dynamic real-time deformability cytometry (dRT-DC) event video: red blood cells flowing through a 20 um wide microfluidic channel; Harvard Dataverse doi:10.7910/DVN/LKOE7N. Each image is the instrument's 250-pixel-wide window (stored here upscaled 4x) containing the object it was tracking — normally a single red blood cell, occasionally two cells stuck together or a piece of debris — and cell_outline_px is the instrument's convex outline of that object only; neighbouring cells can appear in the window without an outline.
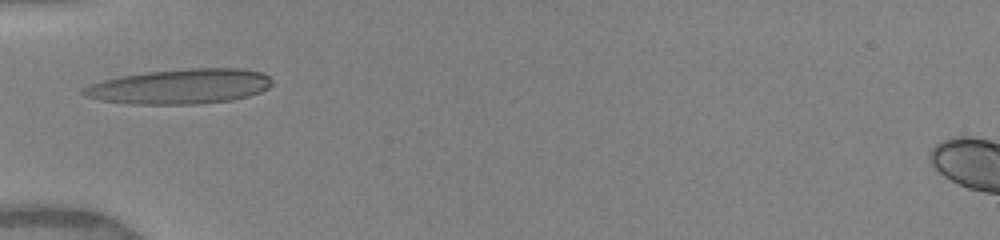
{"species": "human", "species_latin": "Homo sapiens", "temperature_condition": "warm", "stored_images_in_passage": 40, "camera_frame_rate_fps": 3000, "um_per_image_px": 0.085, "donor": {"sex": "female"}, "frame": {"image": 1, "passage_image": 1, "time_ms": 0.0, "image_size_px": [1000, 240], "cell_outline_px": [[272, 84], [268, 88], [260, 92], [248, 96], [232, 100], [196, 104], [132, 104], [100, 100], [84, 96], [80, 92], [80, 88], [104, 80], [120, 76], [148, 72], [188, 68], [244, 68], [264, 72], [272, 80]], "centroid_in_image_um": [15.32, 7.34], "position_along_channel_um": 69.7, "area_um2": 38.61}}
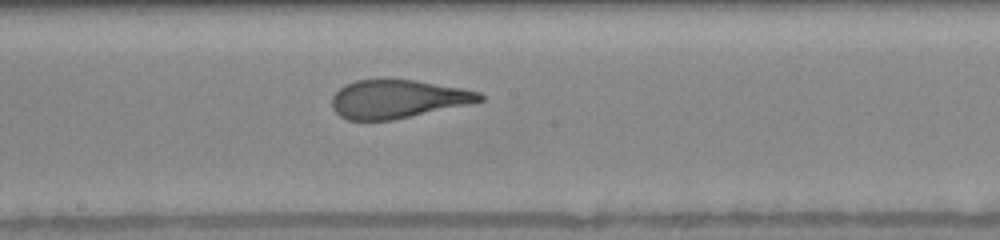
{"frame": {"image": 2, "passage_image": 15, "time_ms": 3.667, "image_size_px": [1000, 240], "cell_outline_px": [[484, 100], [468, 104], [392, 120], [348, 120], [340, 116], [332, 108], [332, 96], [344, 84], [356, 80], [416, 80], [464, 88], [480, 92], [484, 96]], "centroid_in_image_um": [33.8, 8.41], "position_along_channel_um": 214.4, "area_um2": 32.89}}
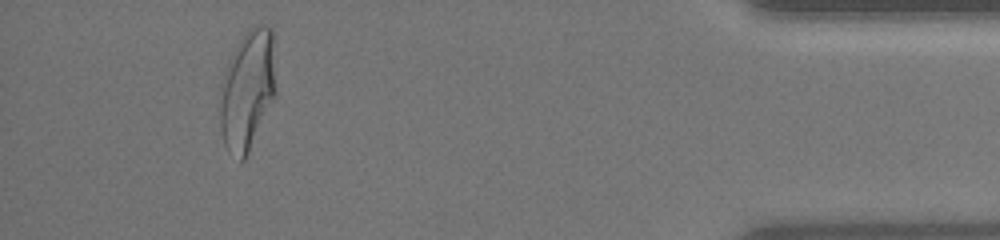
{"frame": {"image": 3, "passage_image": 36, "time_ms": 10.0, "image_size_px": [1000, 240], "cell_outline_px": [[276, 96], [244, 160], [240, 164], [228, 152], [224, 144], [220, 128], [220, 80], [228, 60], [244, 32], [248, 28], [256, 24], [264, 24], [272, 28], [276, 88]], "centroid_in_image_um": [21.02, 7.65], "position_along_channel_um": 414.2, "area_um2": 39.88}, "authors_computed_cell_mechanics": {"area_um2": 35.1424, "velocity_mm_per_s": 3.9432, "shape_relaxation_time_tau1_ms": 5.2096, "shape_relaxation_time_tau2_ms": 0.8719, "deformation_change_tau1": 0.2546, "deformation_change_tau2": 0.0992}}